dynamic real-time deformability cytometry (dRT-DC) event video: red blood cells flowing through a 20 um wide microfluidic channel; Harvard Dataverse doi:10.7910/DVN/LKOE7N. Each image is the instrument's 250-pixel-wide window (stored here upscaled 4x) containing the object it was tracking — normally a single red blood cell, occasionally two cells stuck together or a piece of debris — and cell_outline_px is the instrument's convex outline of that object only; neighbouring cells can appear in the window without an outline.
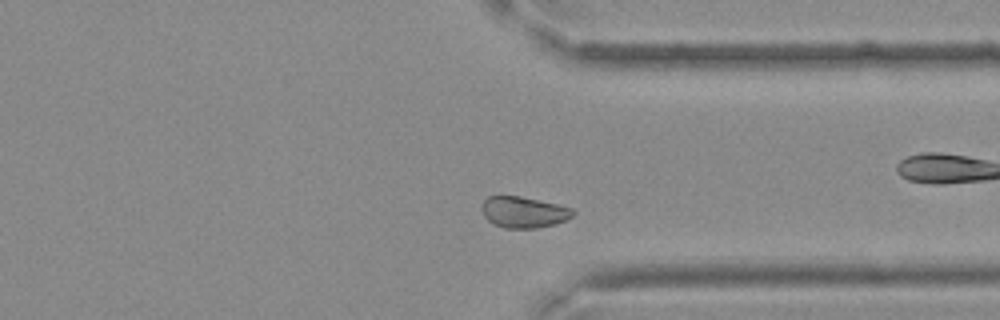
{"species": "Egyptian fruit bat (a non-hibernating species)", "species_latin": "Rousettus aegyptiacus", "temperature_condition": "cold", "stored_images_in_passage": 36, "segment_of_instrument_passage": [2, 2], "camera_frame_rate_fps": 3000, "um_per_image_px": 0.085, "frame": {"image": 1, "passage_image": 26, "time_ms": 8.333, "image_size_px": [1000, 320], "cell_outline_px": [[576, 212], [572, 216], [564, 220], [552, 224], [536, 228], [504, 228], [488, 220], [484, 216], [480, 208], [480, 204], [488, 196], [520, 196], [556, 204], [572, 208]], "centroid_in_image_um": [44.47, 18.02], "position_along_channel_um": 366.9, "area_um2": 16.42}}